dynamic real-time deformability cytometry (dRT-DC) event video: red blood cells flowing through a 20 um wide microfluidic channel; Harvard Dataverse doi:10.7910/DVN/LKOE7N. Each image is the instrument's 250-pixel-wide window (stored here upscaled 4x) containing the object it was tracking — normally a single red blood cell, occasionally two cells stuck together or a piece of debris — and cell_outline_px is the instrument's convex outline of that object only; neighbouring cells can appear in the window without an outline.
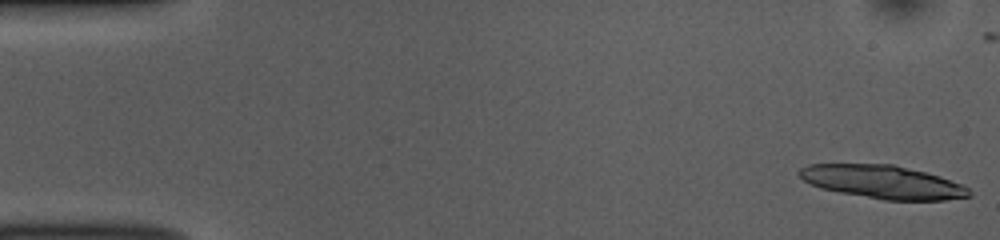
{"species": "common noctule bat (a hibernating species)", "species_latin": "Nyctalus noctula", "temperature_condition": "room temperature", "stored_images_in_passage": 39, "camera_frame_rate_fps": 3000, "um_per_image_px": 0.085, "animal": {"sex": "female", "body_mass_g": 10.0, "forearm_length_mm": 53.1}, "frame": {"image": 1, "passage_image": 1, "time_ms": 0.0, "image_size_px": [1000, 240], "cell_outline_px": [[972, 196], [944, 200], [884, 200], [840, 192], [820, 188], [804, 180], [796, 172], [800, 168], [808, 164], [892, 164], [940, 176], [960, 184], [968, 188]], "centroid_in_image_um": [75.01, 15.46], "position_along_channel_um": 10.0, "area_um2": 32.66}, "authors_computed_cell_mechanics": {"area_um2": 20.3456, "velocity_mm_per_s": 3.8568, "shape_relaxation_time_tau1_ms": 7.2302, "shape_relaxation_time_tau2_ms": null, "deformation_change_tau1": 0.1839, "deformation_change_tau2": null}}